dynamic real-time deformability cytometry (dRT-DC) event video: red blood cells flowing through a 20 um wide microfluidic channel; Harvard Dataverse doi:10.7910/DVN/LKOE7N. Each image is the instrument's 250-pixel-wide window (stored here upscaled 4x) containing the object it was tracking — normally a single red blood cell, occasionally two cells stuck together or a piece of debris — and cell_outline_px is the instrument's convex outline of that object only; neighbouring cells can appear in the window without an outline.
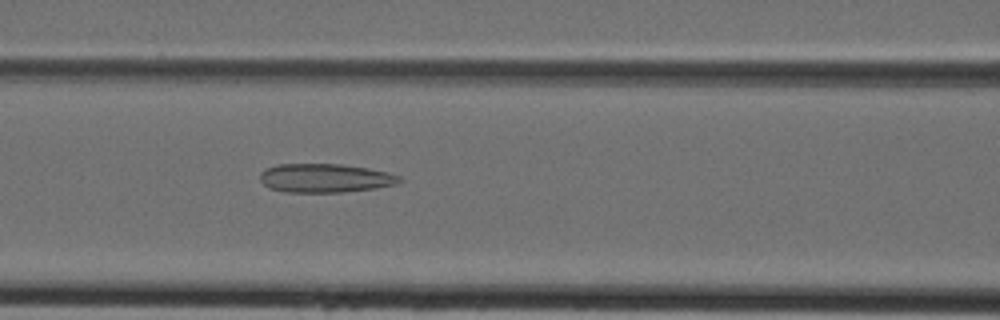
{"species": "Egyptian fruit bat (a non-hibernating species)", "species_latin": "Rousettus aegyptiacus", "temperature_condition": "cold", "stored_images_in_passage": 35, "camera_frame_rate_fps": 3000, "um_per_image_px": 0.085, "animal": {"sex": "female"}, "frame": {"image": 1, "passage_image": 10, "time_ms": 3.0, "image_size_px": [1000, 320], "cell_outline_px": [[404, 180], [396, 184], [376, 188], [344, 192], [284, 192], [268, 188], [260, 180], [260, 172], [264, 168], [276, 164], [340, 164], [368, 168], [388, 172], [400, 176]], "centroid_in_image_um": [27.62, 15.13], "position_along_channel_um": 139.0, "area_um2": 23.64}}
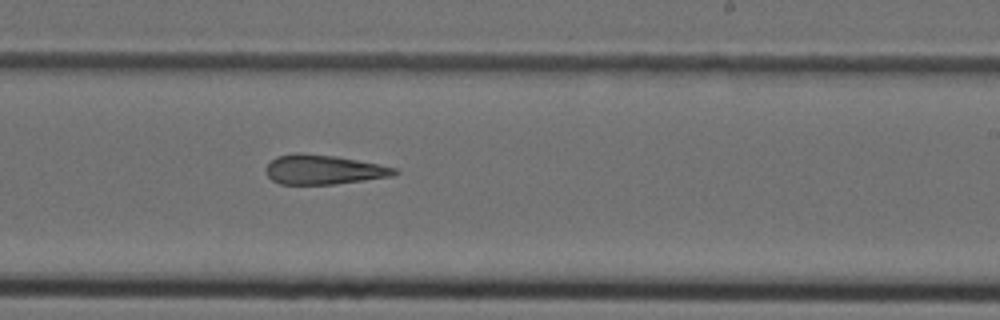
{"frame": {"image": 2, "passage_image": 18, "time_ms": 5.667, "image_size_px": [1000, 320], "cell_outline_px": [[400, 172], [392, 176], [364, 180], [332, 184], [280, 184], [272, 180], [268, 176], [264, 168], [276, 156], [300, 152], [336, 156], [396, 168]], "centroid_in_image_um": [27.46, 14.41], "position_along_channel_um": 261.5, "area_um2": 21.96}}
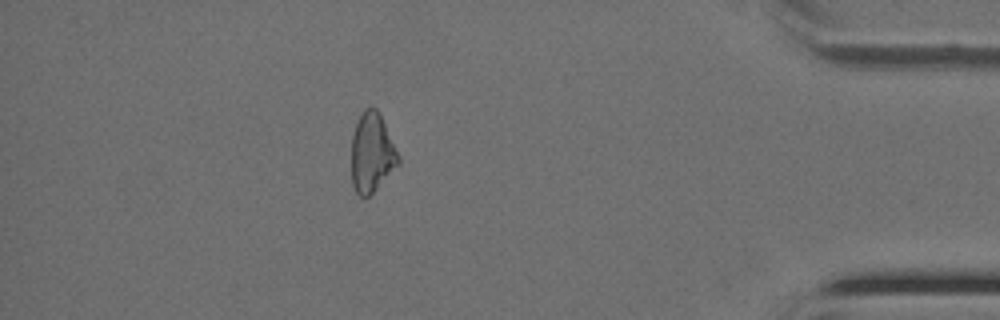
{"frame": {"image": 3, "passage_image": 30, "time_ms": 9.667, "image_size_px": [1000, 320], "cell_outline_px": [[400, 164], [368, 196], [360, 196], [356, 192], [352, 184], [352, 136], [356, 124], [364, 108], [372, 104], [376, 108], [400, 156]], "centroid_in_image_um": [31.61, 12.97], "position_along_channel_um": 403.6, "area_um2": 21.44}}